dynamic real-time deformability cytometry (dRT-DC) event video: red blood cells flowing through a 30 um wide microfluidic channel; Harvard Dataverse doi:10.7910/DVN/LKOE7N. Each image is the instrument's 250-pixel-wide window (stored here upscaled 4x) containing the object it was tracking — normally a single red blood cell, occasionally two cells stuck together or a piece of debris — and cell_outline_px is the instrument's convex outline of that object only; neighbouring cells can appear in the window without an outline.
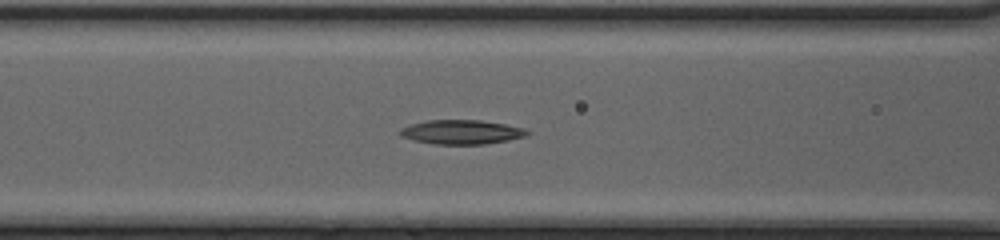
{"species": "common noctule bat (a hibernating species)", "species_latin": "Nyctalus noctula", "temperature_condition": "cold", "stored_images_in_passage": 36, "camera_frame_rate_fps": 3000, "um_per_image_px": 0.085, "animal": {"sex": "female", "body_mass_g": 20.0, "forearm_length_mm": 54.0}, "frame": {"image": 1, "passage_image": 13, "time_ms": 4.0, "image_size_px": [1000, 240], "cell_outline_px": [[532, 132], [524, 136], [508, 140], [484, 144], [436, 144], [416, 140], [400, 136], [400, 128], [412, 124], [428, 120], [480, 120], [504, 124], [524, 128]], "centroid_in_image_um": [39.25, 11.22], "position_along_channel_um": 127.4, "area_um2": 17.74}}
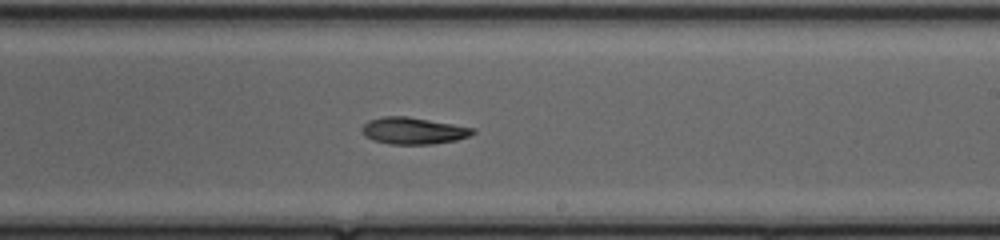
{"frame": {"image": 2, "passage_image": 22, "time_ms": 7.0, "image_size_px": [1000, 240], "cell_outline_px": [[476, 132], [468, 136], [456, 140], [432, 144], [392, 144], [372, 140], [364, 136], [364, 124], [368, 120], [380, 116], [408, 116], [476, 128]], "centroid_in_image_um": [35.15, 11.1], "position_along_channel_um": 253.9, "area_um2": 17.28}}
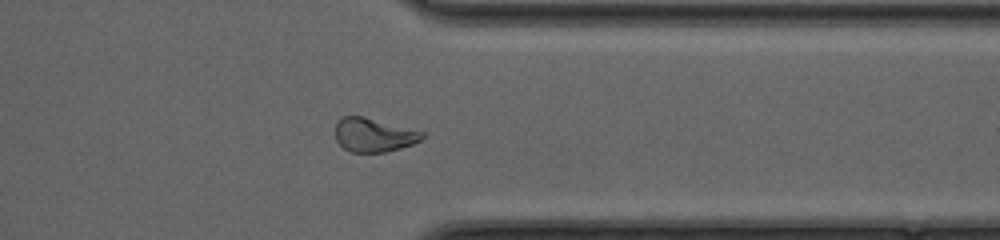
{"frame": {"image": 3, "passage_image": 31, "time_ms": 10.0, "image_size_px": [1000, 240], "cell_outline_px": [[424, 136], [420, 140], [412, 144], [400, 148], [384, 152], [352, 152], [344, 148], [336, 140], [336, 120], [344, 116], [364, 116], [424, 132]], "centroid_in_image_um": [31.74, 11.46], "position_along_channel_um": 379.7, "area_um2": 16.99}, "authors_computed_cell_mechanics": {"area_um2": 17.7735, "velocity_mm_per_s": 4.2366, "shape_relaxation_time_tau1_ms": 4.9679, "shape_relaxation_time_tau2_ms": 11.1539, "deformation_change_tau1": 0.1437, "deformation_change_tau2": 0.224}}